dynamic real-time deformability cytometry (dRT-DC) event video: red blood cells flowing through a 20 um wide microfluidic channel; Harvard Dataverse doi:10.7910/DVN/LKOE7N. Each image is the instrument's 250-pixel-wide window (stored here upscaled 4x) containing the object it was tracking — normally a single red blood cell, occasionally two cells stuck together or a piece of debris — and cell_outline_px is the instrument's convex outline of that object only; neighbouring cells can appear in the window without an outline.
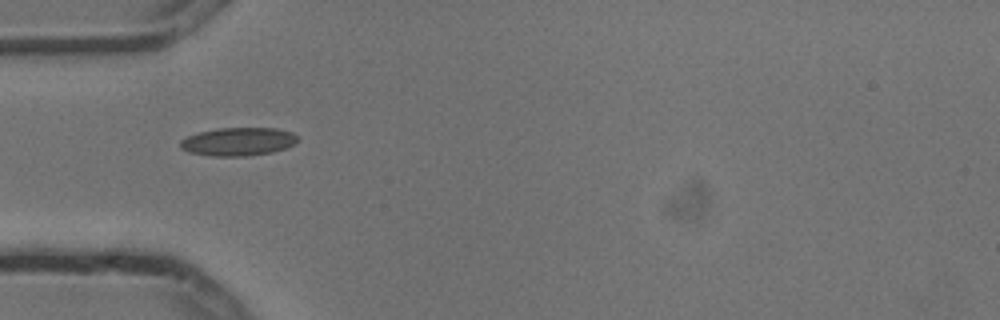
{"species": "common noctule bat (a hibernating species)", "species_latin": "Nyctalus noctula", "temperature_condition": "cold", "stored_images_in_passage": 5, "camera_frame_rate_fps": 3000, "um_per_image_px": 0.085, "animal": {"sex": "male", "body_mass_g": 13.3}, "frame": {"image": 1, "passage_image": 1, "time_ms": 0.0, "image_size_px": [1000, 320], "cell_outline_px": [[300, 136], [296, 144], [272, 152], [244, 156], [212, 156], [188, 152], [180, 148], [180, 140], [188, 136], [200, 132], [216, 128], [276, 128], [292, 132]], "centroid_in_image_um": [20.27, 12.03], "position_along_channel_um": 64.7, "area_um2": 19.42}}
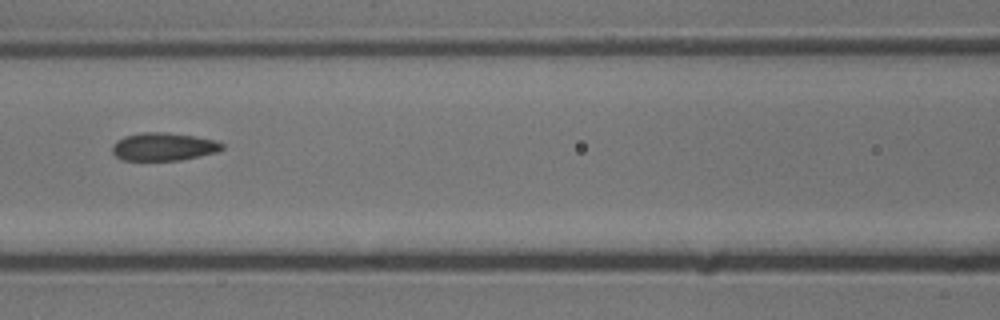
{"frame": {"image": 2, "passage_image": 3, "time_ms": 0.667, "image_size_px": [1000, 320], "cell_outline_px": [[224, 148], [216, 152], [180, 160], [124, 160], [116, 156], [112, 152], [112, 144], [116, 140], [124, 136], [144, 132], [164, 132], [192, 136], [216, 140], [224, 144]], "centroid_in_image_um": [13.88, 12.46], "position_along_channel_um": 152.7, "area_um2": 17.8}}
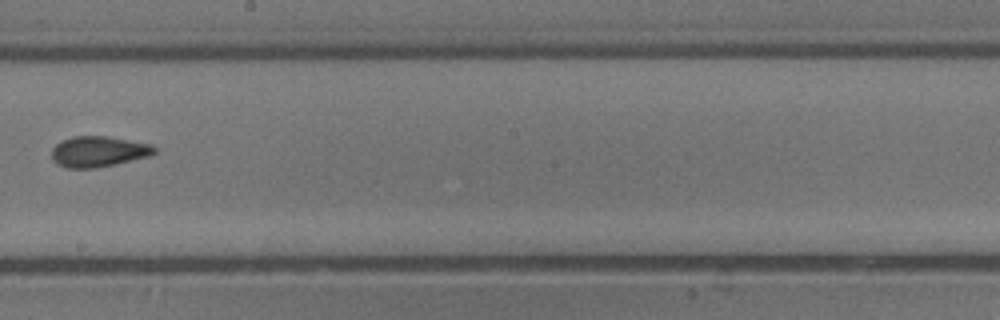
{"frame": {"image": 3, "passage_image": 5, "time_ms": 1.333, "image_size_px": [1000, 320], "cell_outline_px": [[156, 152], [148, 156], [116, 164], [96, 168], [68, 168], [56, 164], [52, 160], [52, 148], [60, 140], [72, 136], [108, 136], [148, 144], [156, 148]], "centroid_in_image_um": [8.31, 12.88], "position_along_channel_um": 239.9, "area_um2": 18.38}}